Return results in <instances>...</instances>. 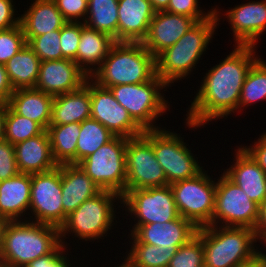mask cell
Here are the masks:
<instances>
[{
	"mask_svg": "<svg viewBox=\"0 0 266 267\" xmlns=\"http://www.w3.org/2000/svg\"><path fill=\"white\" fill-rule=\"evenodd\" d=\"M255 53L256 46L236 45L222 62L208 70L186 114L189 128L194 130L237 112L246 75L259 57Z\"/></svg>",
	"mask_w": 266,
	"mask_h": 267,
	"instance_id": "obj_1",
	"label": "cell"
},
{
	"mask_svg": "<svg viewBox=\"0 0 266 267\" xmlns=\"http://www.w3.org/2000/svg\"><path fill=\"white\" fill-rule=\"evenodd\" d=\"M25 218L5 221L2 226L0 263L4 266L25 267L61 243L59 228Z\"/></svg>",
	"mask_w": 266,
	"mask_h": 267,
	"instance_id": "obj_2",
	"label": "cell"
},
{
	"mask_svg": "<svg viewBox=\"0 0 266 267\" xmlns=\"http://www.w3.org/2000/svg\"><path fill=\"white\" fill-rule=\"evenodd\" d=\"M220 9L207 19L194 24L174 45L156 57V75L168 86L186 78L196 68L212 40L220 20Z\"/></svg>",
	"mask_w": 266,
	"mask_h": 267,
	"instance_id": "obj_3",
	"label": "cell"
},
{
	"mask_svg": "<svg viewBox=\"0 0 266 267\" xmlns=\"http://www.w3.org/2000/svg\"><path fill=\"white\" fill-rule=\"evenodd\" d=\"M156 76V58L142 42H115L100 67L91 75L98 85L139 84Z\"/></svg>",
	"mask_w": 266,
	"mask_h": 267,
	"instance_id": "obj_4",
	"label": "cell"
},
{
	"mask_svg": "<svg viewBox=\"0 0 266 267\" xmlns=\"http://www.w3.org/2000/svg\"><path fill=\"white\" fill-rule=\"evenodd\" d=\"M196 235L203 242L204 267H238L261 252L253 245L257 239L251 228L208 225Z\"/></svg>",
	"mask_w": 266,
	"mask_h": 267,
	"instance_id": "obj_5",
	"label": "cell"
},
{
	"mask_svg": "<svg viewBox=\"0 0 266 267\" xmlns=\"http://www.w3.org/2000/svg\"><path fill=\"white\" fill-rule=\"evenodd\" d=\"M116 200H120L119 203L122 204L121 195L102 190L96 196L84 201L67 216L64 224L59 228L61 243L66 244L63 240L68 233H73L79 240L81 238L82 241L91 240L90 242L107 236L109 229L111 230L112 225H115L113 220H116V210H114Z\"/></svg>",
	"mask_w": 266,
	"mask_h": 267,
	"instance_id": "obj_6",
	"label": "cell"
},
{
	"mask_svg": "<svg viewBox=\"0 0 266 267\" xmlns=\"http://www.w3.org/2000/svg\"><path fill=\"white\" fill-rule=\"evenodd\" d=\"M169 87L157 75L150 81L139 84L109 87L116 101L125 108L132 119L143 129H160L154 121L166 113L169 102L160 93Z\"/></svg>",
	"mask_w": 266,
	"mask_h": 267,
	"instance_id": "obj_7",
	"label": "cell"
},
{
	"mask_svg": "<svg viewBox=\"0 0 266 267\" xmlns=\"http://www.w3.org/2000/svg\"><path fill=\"white\" fill-rule=\"evenodd\" d=\"M143 135L151 142L168 185L193 178L204 170L176 132L160 128L144 130Z\"/></svg>",
	"mask_w": 266,
	"mask_h": 267,
	"instance_id": "obj_8",
	"label": "cell"
},
{
	"mask_svg": "<svg viewBox=\"0 0 266 267\" xmlns=\"http://www.w3.org/2000/svg\"><path fill=\"white\" fill-rule=\"evenodd\" d=\"M128 138L115 136L78 165L102 190L123 195L126 191Z\"/></svg>",
	"mask_w": 266,
	"mask_h": 267,
	"instance_id": "obj_9",
	"label": "cell"
},
{
	"mask_svg": "<svg viewBox=\"0 0 266 267\" xmlns=\"http://www.w3.org/2000/svg\"><path fill=\"white\" fill-rule=\"evenodd\" d=\"M207 174L203 170L193 178L170 185L178 214L197 228L212 225L216 182Z\"/></svg>",
	"mask_w": 266,
	"mask_h": 267,
	"instance_id": "obj_10",
	"label": "cell"
},
{
	"mask_svg": "<svg viewBox=\"0 0 266 267\" xmlns=\"http://www.w3.org/2000/svg\"><path fill=\"white\" fill-rule=\"evenodd\" d=\"M221 176L216 182L212 225L254 229L258 220L259 205L250 200L247 194L224 173Z\"/></svg>",
	"mask_w": 266,
	"mask_h": 267,
	"instance_id": "obj_11",
	"label": "cell"
},
{
	"mask_svg": "<svg viewBox=\"0 0 266 267\" xmlns=\"http://www.w3.org/2000/svg\"><path fill=\"white\" fill-rule=\"evenodd\" d=\"M31 220L60 228L64 224L61 165L42 173L31 174Z\"/></svg>",
	"mask_w": 266,
	"mask_h": 267,
	"instance_id": "obj_12",
	"label": "cell"
},
{
	"mask_svg": "<svg viewBox=\"0 0 266 267\" xmlns=\"http://www.w3.org/2000/svg\"><path fill=\"white\" fill-rule=\"evenodd\" d=\"M122 203L137 220L133 226L163 223L179 216L170 185L125 191Z\"/></svg>",
	"mask_w": 266,
	"mask_h": 267,
	"instance_id": "obj_13",
	"label": "cell"
},
{
	"mask_svg": "<svg viewBox=\"0 0 266 267\" xmlns=\"http://www.w3.org/2000/svg\"><path fill=\"white\" fill-rule=\"evenodd\" d=\"M126 191L167 186L151 142L143 135L128 138L126 146Z\"/></svg>",
	"mask_w": 266,
	"mask_h": 267,
	"instance_id": "obj_14",
	"label": "cell"
},
{
	"mask_svg": "<svg viewBox=\"0 0 266 267\" xmlns=\"http://www.w3.org/2000/svg\"><path fill=\"white\" fill-rule=\"evenodd\" d=\"M90 81L91 118L97 120L115 136L132 138L143 134L144 130L116 101L110 89L98 85L91 78Z\"/></svg>",
	"mask_w": 266,
	"mask_h": 267,
	"instance_id": "obj_15",
	"label": "cell"
},
{
	"mask_svg": "<svg viewBox=\"0 0 266 267\" xmlns=\"http://www.w3.org/2000/svg\"><path fill=\"white\" fill-rule=\"evenodd\" d=\"M132 227L130 240L156 245L160 249H178L195 237L198 230L190 220L180 215L172 221Z\"/></svg>",
	"mask_w": 266,
	"mask_h": 267,
	"instance_id": "obj_16",
	"label": "cell"
},
{
	"mask_svg": "<svg viewBox=\"0 0 266 267\" xmlns=\"http://www.w3.org/2000/svg\"><path fill=\"white\" fill-rule=\"evenodd\" d=\"M88 78L73 60L41 61L38 80L34 88L57 96L78 90Z\"/></svg>",
	"mask_w": 266,
	"mask_h": 267,
	"instance_id": "obj_17",
	"label": "cell"
},
{
	"mask_svg": "<svg viewBox=\"0 0 266 267\" xmlns=\"http://www.w3.org/2000/svg\"><path fill=\"white\" fill-rule=\"evenodd\" d=\"M197 21L189 16L157 11L152 18L144 47L156 58L174 45Z\"/></svg>",
	"mask_w": 266,
	"mask_h": 267,
	"instance_id": "obj_18",
	"label": "cell"
},
{
	"mask_svg": "<svg viewBox=\"0 0 266 267\" xmlns=\"http://www.w3.org/2000/svg\"><path fill=\"white\" fill-rule=\"evenodd\" d=\"M230 9L224 16L230 22L235 45L257 46L266 30V0L242 3Z\"/></svg>",
	"mask_w": 266,
	"mask_h": 267,
	"instance_id": "obj_19",
	"label": "cell"
},
{
	"mask_svg": "<svg viewBox=\"0 0 266 267\" xmlns=\"http://www.w3.org/2000/svg\"><path fill=\"white\" fill-rule=\"evenodd\" d=\"M235 151L234 164L223 173L260 205L266 198V173L242 146Z\"/></svg>",
	"mask_w": 266,
	"mask_h": 267,
	"instance_id": "obj_20",
	"label": "cell"
},
{
	"mask_svg": "<svg viewBox=\"0 0 266 267\" xmlns=\"http://www.w3.org/2000/svg\"><path fill=\"white\" fill-rule=\"evenodd\" d=\"M155 12L149 0H118V42H142Z\"/></svg>",
	"mask_w": 266,
	"mask_h": 267,
	"instance_id": "obj_21",
	"label": "cell"
},
{
	"mask_svg": "<svg viewBox=\"0 0 266 267\" xmlns=\"http://www.w3.org/2000/svg\"><path fill=\"white\" fill-rule=\"evenodd\" d=\"M62 204L64 222L84 201L99 194L102 189L76 164L61 165Z\"/></svg>",
	"mask_w": 266,
	"mask_h": 267,
	"instance_id": "obj_22",
	"label": "cell"
},
{
	"mask_svg": "<svg viewBox=\"0 0 266 267\" xmlns=\"http://www.w3.org/2000/svg\"><path fill=\"white\" fill-rule=\"evenodd\" d=\"M14 149L20 173H42L58 166L52 156L50 139L46 130L40 135L15 144Z\"/></svg>",
	"mask_w": 266,
	"mask_h": 267,
	"instance_id": "obj_23",
	"label": "cell"
},
{
	"mask_svg": "<svg viewBox=\"0 0 266 267\" xmlns=\"http://www.w3.org/2000/svg\"><path fill=\"white\" fill-rule=\"evenodd\" d=\"M30 191L31 174L19 173L0 181V218L4 221L21 220L30 208Z\"/></svg>",
	"mask_w": 266,
	"mask_h": 267,
	"instance_id": "obj_24",
	"label": "cell"
},
{
	"mask_svg": "<svg viewBox=\"0 0 266 267\" xmlns=\"http://www.w3.org/2000/svg\"><path fill=\"white\" fill-rule=\"evenodd\" d=\"M91 118L90 77L78 90L54 96L50 125H63Z\"/></svg>",
	"mask_w": 266,
	"mask_h": 267,
	"instance_id": "obj_25",
	"label": "cell"
},
{
	"mask_svg": "<svg viewBox=\"0 0 266 267\" xmlns=\"http://www.w3.org/2000/svg\"><path fill=\"white\" fill-rule=\"evenodd\" d=\"M114 43V38L109 34L91 29L81 22V35L76 64L88 77H91L100 67Z\"/></svg>",
	"mask_w": 266,
	"mask_h": 267,
	"instance_id": "obj_26",
	"label": "cell"
},
{
	"mask_svg": "<svg viewBox=\"0 0 266 267\" xmlns=\"http://www.w3.org/2000/svg\"><path fill=\"white\" fill-rule=\"evenodd\" d=\"M67 21L53 0H35L20 15V25L25 37H35L61 29Z\"/></svg>",
	"mask_w": 266,
	"mask_h": 267,
	"instance_id": "obj_27",
	"label": "cell"
},
{
	"mask_svg": "<svg viewBox=\"0 0 266 267\" xmlns=\"http://www.w3.org/2000/svg\"><path fill=\"white\" fill-rule=\"evenodd\" d=\"M53 99L54 96L35 88L18 89L13 91L8 105L46 130L51 121Z\"/></svg>",
	"mask_w": 266,
	"mask_h": 267,
	"instance_id": "obj_28",
	"label": "cell"
},
{
	"mask_svg": "<svg viewBox=\"0 0 266 267\" xmlns=\"http://www.w3.org/2000/svg\"><path fill=\"white\" fill-rule=\"evenodd\" d=\"M40 62L35 52L26 44L4 65L14 90L35 87Z\"/></svg>",
	"mask_w": 266,
	"mask_h": 267,
	"instance_id": "obj_29",
	"label": "cell"
},
{
	"mask_svg": "<svg viewBox=\"0 0 266 267\" xmlns=\"http://www.w3.org/2000/svg\"><path fill=\"white\" fill-rule=\"evenodd\" d=\"M81 123L49 125L46 129L57 165L76 164V148L80 136Z\"/></svg>",
	"mask_w": 266,
	"mask_h": 267,
	"instance_id": "obj_30",
	"label": "cell"
},
{
	"mask_svg": "<svg viewBox=\"0 0 266 267\" xmlns=\"http://www.w3.org/2000/svg\"><path fill=\"white\" fill-rule=\"evenodd\" d=\"M84 24L118 42V0H88Z\"/></svg>",
	"mask_w": 266,
	"mask_h": 267,
	"instance_id": "obj_31",
	"label": "cell"
},
{
	"mask_svg": "<svg viewBox=\"0 0 266 267\" xmlns=\"http://www.w3.org/2000/svg\"><path fill=\"white\" fill-rule=\"evenodd\" d=\"M114 137L115 135L97 120L88 118L82 121L76 148V165Z\"/></svg>",
	"mask_w": 266,
	"mask_h": 267,
	"instance_id": "obj_32",
	"label": "cell"
},
{
	"mask_svg": "<svg viewBox=\"0 0 266 267\" xmlns=\"http://www.w3.org/2000/svg\"><path fill=\"white\" fill-rule=\"evenodd\" d=\"M263 99H266V61L258 58L248 71L243 83L238 113L241 112V107L251 106L252 103Z\"/></svg>",
	"mask_w": 266,
	"mask_h": 267,
	"instance_id": "obj_33",
	"label": "cell"
},
{
	"mask_svg": "<svg viewBox=\"0 0 266 267\" xmlns=\"http://www.w3.org/2000/svg\"><path fill=\"white\" fill-rule=\"evenodd\" d=\"M178 249H160L148 243L132 242L127 258L136 267H168Z\"/></svg>",
	"mask_w": 266,
	"mask_h": 267,
	"instance_id": "obj_34",
	"label": "cell"
},
{
	"mask_svg": "<svg viewBox=\"0 0 266 267\" xmlns=\"http://www.w3.org/2000/svg\"><path fill=\"white\" fill-rule=\"evenodd\" d=\"M44 129L36 122L17 114L9 105L5 118V140L15 145L40 135Z\"/></svg>",
	"mask_w": 266,
	"mask_h": 267,
	"instance_id": "obj_35",
	"label": "cell"
},
{
	"mask_svg": "<svg viewBox=\"0 0 266 267\" xmlns=\"http://www.w3.org/2000/svg\"><path fill=\"white\" fill-rule=\"evenodd\" d=\"M27 45L35 52L40 61L62 60L60 29L40 36L25 37Z\"/></svg>",
	"mask_w": 266,
	"mask_h": 267,
	"instance_id": "obj_36",
	"label": "cell"
},
{
	"mask_svg": "<svg viewBox=\"0 0 266 267\" xmlns=\"http://www.w3.org/2000/svg\"><path fill=\"white\" fill-rule=\"evenodd\" d=\"M168 267H204L202 240L196 235L187 244L180 246Z\"/></svg>",
	"mask_w": 266,
	"mask_h": 267,
	"instance_id": "obj_37",
	"label": "cell"
},
{
	"mask_svg": "<svg viewBox=\"0 0 266 267\" xmlns=\"http://www.w3.org/2000/svg\"><path fill=\"white\" fill-rule=\"evenodd\" d=\"M27 44L21 25L0 30V64L5 65Z\"/></svg>",
	"mask_w": 266,
	"mask_h": 267,
	"instance_id": "obj_38",
	"label": "cell"
},
{
	"mask_svg": "<svg viewBox=\"0 0 266 267\" xmlns=\"http://www.w3.org/2000/svg\"><path fill=\"white\" fill-rule=\"evenodd\" d=\"M81 35V22H67L60 29V45L65 59L76 63L77 50Z\"/></svg>",
	"mask_w": 266,
	"mask_h": 267,
	"instance_id": "obj_39",
	"label": "cell"
},
{
	"mask_svg": "<svg viewBox=\"0 0 266 267\" xmlns=\"http://www.w3.org/2000/svg\"><path fill=\"white\" fill-rule=\"evenodd\" d=\"M164 11L189 16L199 22L209 18L214 13V8L206 13L200 9L198 0H170L168 7Z\"/></svg>",
	"mask_w": 266,
	"mask_h": 267,
	"instance_id": "obj_40",
	"label": "cell"
},
{
	"mask_svg": "<svg viewBox=\"0 0 266 267\" xmlns=\"http://www.w3.org/2000/svg\"><path fill=\"white\" fill-rule=\"evenodd\" d=\"M20 172L15 158L14 145L4 140L0 142V181L8 180Z\"/></svg>",
	"mask_w": 266,
	"mask_h": 267,
	"instance_id": "obj_41",
	"label": "cell"
},
{
	"mask_svg": "<svg viewBox=\"0 0 266 267\" xmlns=\"http://www.w3.org/2000/svg\"><path fill=\"white\" fill-rule=\"evenodd\" d=\"M67 22H84L88 0H53ZM83 17V18H82ZM81 20V21H80Z\"/></svg>",
	"mask_w": 266,
	"mask_h": 267,
	"instance_id": "obj_42",
	"label": "cell"
},
{
	"mask_svg": "<svg viewBox=\"0 0 266 267\" xmlns=\"http://www.w3.org/2000/svg\"><path fill=\"white\" fill-rule=\"evenodd\" d=\"M67 244L60 243L50 254L39 257L25 267H72L67 257ZM66 255V256H65Z\"/></svg>",
	"mask_w": 266,
	"mask_h": 267,
	"instance_id": "obj_43",
	"label": "cell"
},
{
	"mask_svg": "<svg viewBox=\"0 0 266 267\" xmlns=\"http://www.w3.org/2000/svg\"><path fill=\"white\" fill-rule=\"evenodd\" d=\"M14 6L13 0H0V30H7L20 24V16H15L17 14Z\"/></svg>",
	"mask_w": 266,
	"mask_h": 267,
	"instance_id": "obj_44",
	"label": "cell"
},
{
	"mask_svg": "<svg viewBox=\"0 0 266 267\" xmlns=\"http://www.w3.org/2000/svg\"><path fill=\"white\" fill-rule=\"evenodd\" d=\"M243 148L266 173V132H263V134L258 138V141L254 142V145L243 146Z\"/></svg>",
	"mask_w": 266,
	"mask_h": 267,
	"instance_id": "obj_45",
	"label": "cell"
},
{
	"mask_svg": "<svg viewBox=\"0 0 266 267\" xmlns=\"http://www.w3.org/2000/svg\"><path fill=\"white\" fill-rule=\"evenodd\" d=\"M253 230L257 241L266 243V198L259 205L258 220Z\"/></svg>",
	"mask_w": 266,
	"mask_h": 267,
	"instance_id": "obj_46",
	"label": "cell"
},
{
	"mask_svg": "<svg viewBox=\"0 0 266 267\" xmlns=\"http://www.w3.org/2000/svg\"><path fill=\"white\" fill-rule=\"evenodd\" d=\"M13 91L5 66L0 64V102L8 103Z\"/></svg>",
	"mask_w": 266,
	"mask_h": 267,
	"instance_id": "obj_47",
	"label": "cell"
},
{
	"mask_svg": "<svg viewBox=\"0 0 266 267\" xmlns=\"http://www.w3.org/2000/svg\"><path fill=\"white\" fill-rule=\"evenodd\" d=\"M8 103L0 102V142L5 140V118Z\"/></svg>",
	"mask_w": 266,
	"mask_h": 267,
	"instance_id": "obj_48",
	"label": "cell"
},
{
	"mask_svg": "<svg viewBox=\"0 0 266 267\" xmlns=\"http://www.w3.org/2000/svg\"><path fill=\"white\" fill-rule=\"evenodd\" d=\"M238 267H266V254L261 251L254 259Z\"/></svg>",
	"mask_w": 266,
	"mask_h": 267,
	"instance_id": "obj_49",
	"label": "cell"
},
{
	"mask_svg": "<svg viewBox=\"0 0 266 267\" xmlns=\"http://www.w3.org/2000/svg\"><path fill=\"white\" fill-rule=\"evenodd\" d=\"M151 2V5L153 9L157 11H164L169 4L170 0H149Z\"/></svg>",
	"mask_w": 266,
	"mask_h": 267,
	"instance_id": "obj_50",
	"label": "cell"
},
{
	"mask_svg": "<svg viewBox=\"0 0 266 267\" xmlns=\"http://www.w3.org/2000/svg\"><path fill=\"white\" fill-rule=\"evenodd\" d=\"M117 267H136V266L128 258L125 257V259L123 260L122 264H120Z\"/></svg>",
	"mask_w": 266,
	"mask_h": 267,
	"instance_id": "obj_51",
	"label": "cell"
},
{
	"mask_svg": "<svg viewBox=\"0 0 266 267\" xmlns=\"http://www.w3.org/2000/svg\"><path fill=\"white\" fill-rule=\"evenodd\" d=\"M4 220L2 218H0V246H1V230H2V226L4 224Z\"/></svg>",
	"mask_w": 266,
	"mask_h": 267,
	"instance_id": "obj_52",
	"label": "cell"
}]
</instances>
